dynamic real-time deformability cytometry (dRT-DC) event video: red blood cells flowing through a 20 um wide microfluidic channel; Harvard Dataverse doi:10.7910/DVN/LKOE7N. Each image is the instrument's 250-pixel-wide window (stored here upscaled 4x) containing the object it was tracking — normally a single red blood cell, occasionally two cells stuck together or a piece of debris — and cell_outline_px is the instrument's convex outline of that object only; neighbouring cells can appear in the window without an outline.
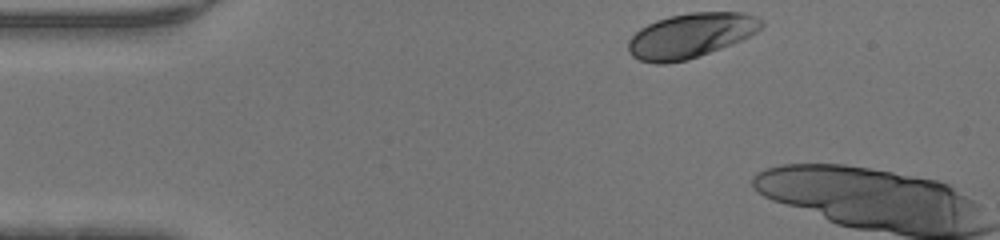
{"species": "human", "species_latin": "Homo sapiens", "temperature_condition": "warm", "stored_images_in_passage": 5, "camera_frame_rate_fps": 3000, "um_per_image_px": 0.085, "donor": {"sex": "male"}, "frame": {"image": 1, "passage_image": 1, "time_ms": 0.0, "image_size_px": [1000, 240], "cell_outline_px": [[764, 24], [756, 32], [732, 44], [688, 60], [664, 64], [656, 64], [640, 60], [632, 56], [628, 52], [628, 40], [640, 28], [656, 20], [668, 16], [688, 12], [744, 12], [764, 20]], "centroid_in_image_um": [58.69, 3.02], "position_along_channel_um": 26.3, "area_um2": 34.8}}